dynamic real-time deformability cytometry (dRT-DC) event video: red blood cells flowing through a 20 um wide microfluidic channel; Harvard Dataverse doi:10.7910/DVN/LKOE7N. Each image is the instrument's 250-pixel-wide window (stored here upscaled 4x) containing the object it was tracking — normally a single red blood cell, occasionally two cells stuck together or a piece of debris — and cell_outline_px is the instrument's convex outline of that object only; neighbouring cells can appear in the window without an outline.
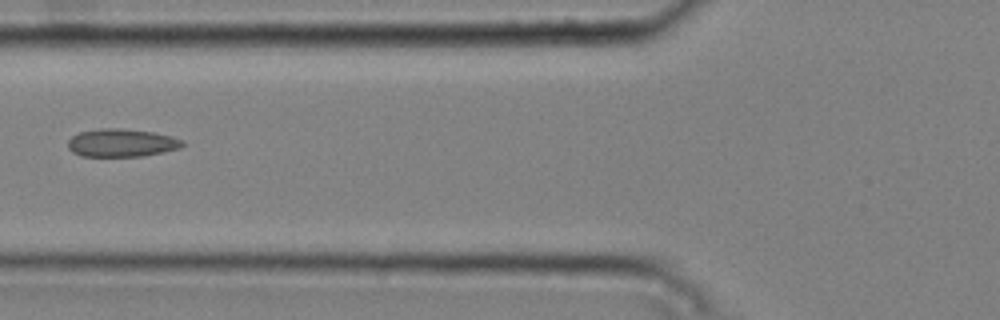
{"species": "common noctule bat (a hibernating species)", "species_latin": "Nyctalus noctula", "temperature_condition": "cold", "stored_images_in_passage": 7, "camera_frame_rate_fps": 3000, "um_per_image_px": 0.085, "animal": {"sex": "male", "body_mass_g": 20.4}, "frame": {"image": 1, "passage_image": 6, "time_ms": 1.667, "image_size_px": [1000, 320], "cell_outline_px": [[188, 144], [180, 148], [144, 156], [80, 156], [72, 152], [68, 148], [68, 140], [72, 136], [80, 132], [100, 128], [124, 128], [152, 132], [172, 136], [184, 140]], "centroid_in_image_um": [10.36, 12.14], "position_along_channel_um": 115.4, "area_um2": 18.9}}
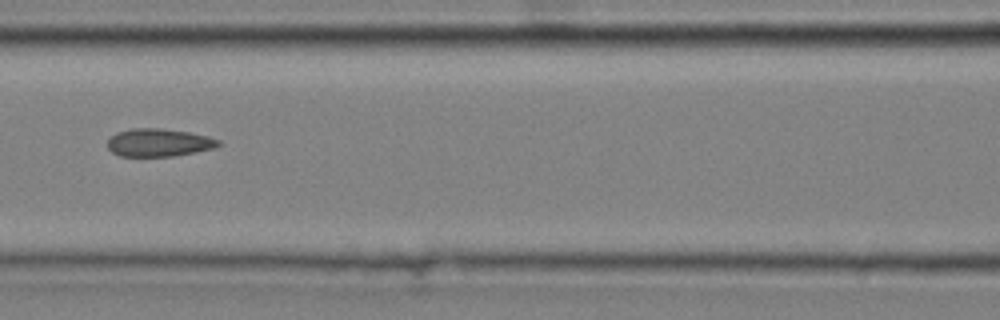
{"frame": {"image": 2, "passage_image": 7, "time_ms": 2.0, "image_size_px": [1000, 320], "cell_outline_px": [[220, 144], [212, 148], [196, 152], [172, 156], [120, 156], [112, 152], [108, 148], [108, 140], [116, 132], [132, 128], [160, 128], [188, 132], [208, 136], [220, 140]], "centroid_in_image_um": [13.48, 12.11], "position_along_channel_um": 153.1, "area_um2": 17.92}}